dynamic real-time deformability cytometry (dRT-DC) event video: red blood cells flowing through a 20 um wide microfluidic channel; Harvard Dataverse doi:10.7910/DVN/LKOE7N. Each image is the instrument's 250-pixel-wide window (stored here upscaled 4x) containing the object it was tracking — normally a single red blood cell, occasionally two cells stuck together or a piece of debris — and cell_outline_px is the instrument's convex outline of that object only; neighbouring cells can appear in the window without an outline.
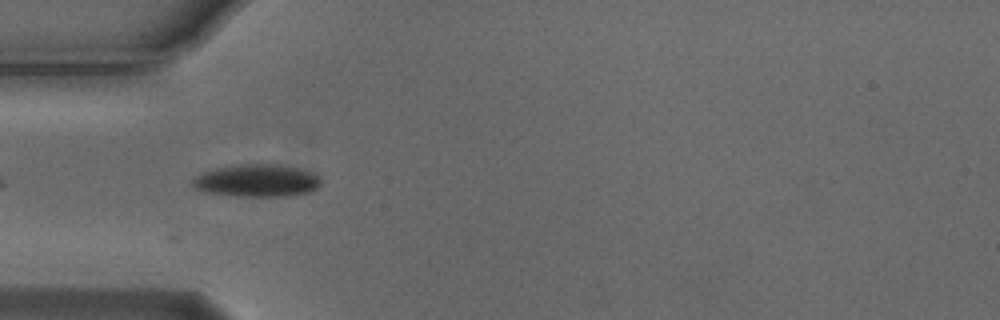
{"species": "Egyptian fruit bat (a non-hibernating species)", "species_latin": "Rousettus aegyptiacus", "temperature_condition": "cold", "stored_images_in_passage": 4, "camera_frame_rate_fps": 3000, "um_per_image_px": 0.085, "animal": {"sex": "male"}, "frame": {"image": 1, "passage_image": 3, "time_ms": 0.667, "image_size_px": [1000, 320], "cell_outline_px": [[320, 184], [312, 192], [288, 196], [236, 196], [204, 192], [196, 188], [192, 184], [192, 180], [196, 176], [204, 172], [216, 168], [240, 164], [280, 164], [316, 172], [320, 176]], "centroid_in_image_um": [21.89, 15.35], "position_along_channel_um": 63.1, "area_um2": 24.51}}
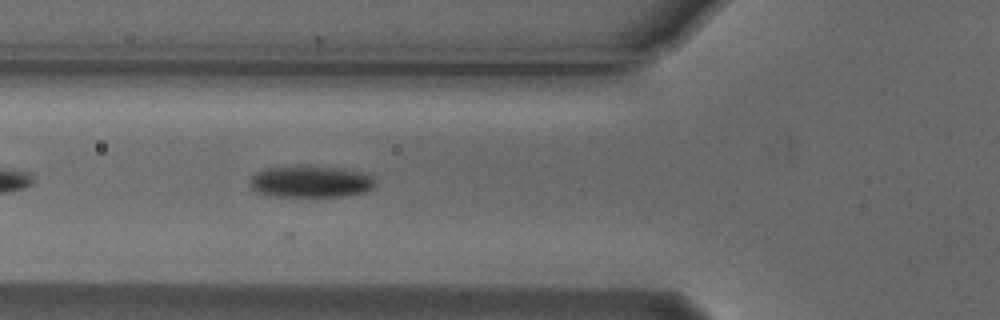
{"frame": {"image": 2, "passage_image": 4, "time_ms": 1.0, "image_size_px": [1000, 320], "cell_outline_px": [[376, 184], [372, 188], [364, 192], [344, 196], [268, 196], [252, 188], [248, 184], [252, 176], [256, 172], [264, 168], [300, 164], [308, 164], [336, 168], [360, 172], [372, 176], [376, 180]], "centroid_in_image_um": [26.37, 15.41], "position_along_channel_um": 99.4, "area_um2": 23.58}}